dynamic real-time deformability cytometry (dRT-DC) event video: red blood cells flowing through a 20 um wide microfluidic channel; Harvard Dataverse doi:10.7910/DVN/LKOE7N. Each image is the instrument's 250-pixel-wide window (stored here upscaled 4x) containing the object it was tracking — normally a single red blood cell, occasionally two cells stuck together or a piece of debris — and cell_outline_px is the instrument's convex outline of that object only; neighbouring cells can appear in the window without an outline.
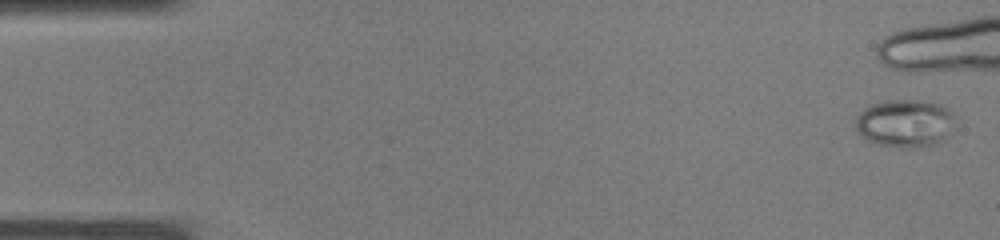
{"species": "common noctule bat (a hibernating species)", "species_latin": "Nyctalus noctula", "temperature_condition": "warm", "stored_images_in_passage": 7, "camera_frame_rate_fps": 3000, "um_per_image_px": 0.085, "animal": {"sex": "male", "body_mass_g": 19.0, "forearm_length_mm": 50.8}, "frame": {"image": 1, "passage_image": 1, "time_ms": 0.0, "image_size_px": [1000, 240], "cell_outline_px": [[956, 128], [944, 140], [928, 148], [908, 148], [876, 144], [868, 140], [856, 128], [856, 116], [864, 108], [872, 104], [884, 100], [924, 100], [940, 104], [952, 112], [956, 116]], "centroid_in_image_um": [77.02, 10.48], "position_along_channel_um": 8.0, "area_um2": 28.44}}